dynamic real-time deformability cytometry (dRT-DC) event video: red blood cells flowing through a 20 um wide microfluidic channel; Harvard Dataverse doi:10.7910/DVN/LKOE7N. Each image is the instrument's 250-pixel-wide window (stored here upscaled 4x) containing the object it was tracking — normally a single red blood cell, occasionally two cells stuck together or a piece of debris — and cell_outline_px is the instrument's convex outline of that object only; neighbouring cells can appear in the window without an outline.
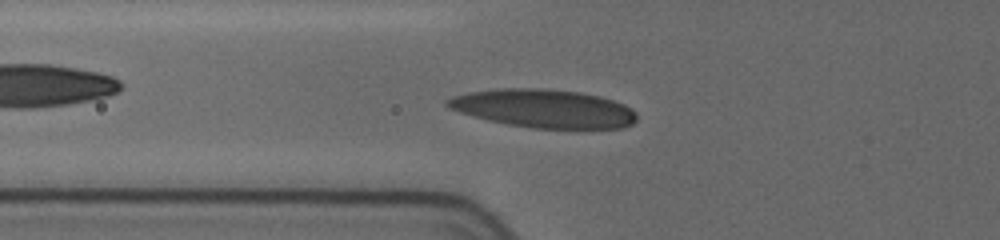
{"species": "human", "species_latin": "Homo sapiens", "temperature_condition": "cold", "stored_images_in_passage": 18, "camera_frame_rate_fps": 3000, "um_per_image_px": 0.085, "donor": {"sex": "female"}, "frame": {"image": 1, "passage_image": 13, "time_ms": 5.0, "image_size_px": [1000, 240], "cell_outline_px": [[636, 120], [632, 124], [624, 128], [532, 128], [508, 124], [488, 120], [472, 116], [448, 108], [444, 104], [444, 100], [452, 96], [468, 92], [500, 88], [548, 88], [580, 92], [600, 96], [624, 104], [632, 108], [636, 112]], "centroid_in_image_um": [46.2, 9.21], "position_along_channel_um": 79.6, "area_um2": 42.6}}